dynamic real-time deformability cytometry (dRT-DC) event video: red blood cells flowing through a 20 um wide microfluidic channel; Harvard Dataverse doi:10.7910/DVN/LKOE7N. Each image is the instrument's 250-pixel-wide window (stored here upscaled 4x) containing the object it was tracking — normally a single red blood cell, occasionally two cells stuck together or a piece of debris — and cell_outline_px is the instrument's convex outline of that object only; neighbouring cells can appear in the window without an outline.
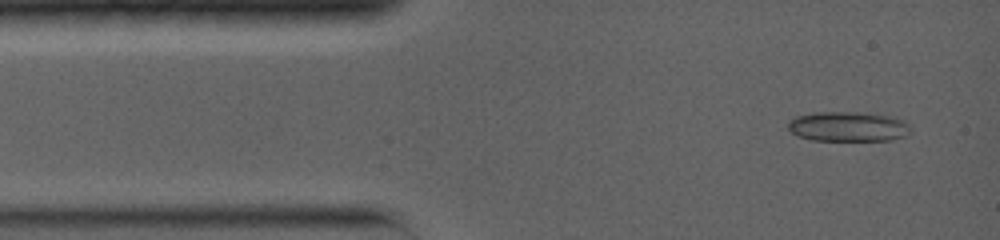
{"species": "common noctule bat (a hibernating species)", "species_latin": "Nyctalus noctula", "temperature_condition": "warm", "stored_images_in_passage": 11, "camera_frame_rate_fps": 5000, "um_per_image_px": 0.085, "animal": {"sex": "female", "body_mass_g": 19.0, "forearm_length_mm": 56.7}, "frame": {"image": 1, "passage_image": 1, "time_ms": 0.0, "image_size_px": [1000, 240], "cell_outline_px": [[912, 132], [908, 136], [892, 140], [812, 140], [796, 136], [788, 128], [788, 120], [796, 116], [816, 112], [856, 112], [892, 116], [904, 120], [908, 124]], "centroid_in_image_um": [72.11, 10.76], "position_along_channel_um": 12.9, "area_um2": 21.56}}
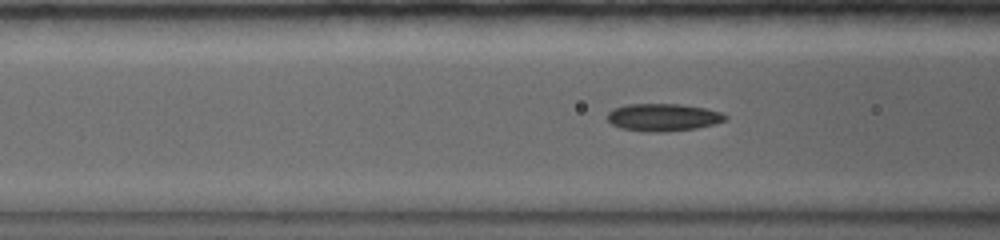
{"frame": {"image": 2, "passage_image": 9, "time_ms": 3.8, "image_size_px": [1000, 240], "cell_outline_px": [[728, 120], [696, 128], [664, 132], [644, 132], [620, 128], [612, 124], [608, 120], [608, 112], [612, 108], [628, 104], [680, 104], [704, 108], [720, 112], [728, 116]], "centroid_in_image_um": [56.34, 9.97], "position_along_channel_um": 110.3, "area_um2": 18.96}}
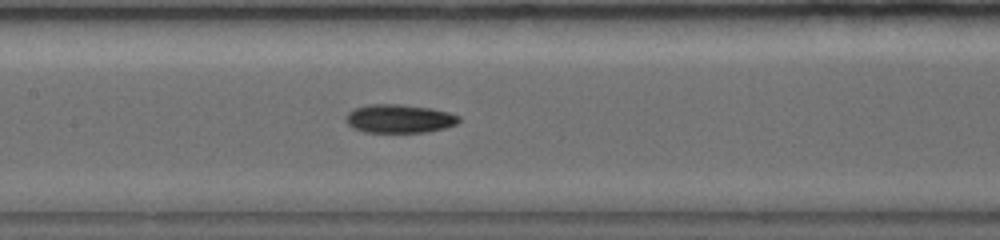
{"frame": {"image": 3, "passage_image": 11, "time_ms": 5.4, "image_size_px": [1000, 240], "cell_outline_px": [[460, 120], [456, 124], [444, 128], [428, 132], [364, 132], [352, 128], [348, 124], [344, 116], [352, 108], [368, 104], [400, 104], [432, 108], [448, 112], [460, 116]], "centroid_in_image_um": [33.91, 10.08], "position_along_channel_um": 173.5, "area_um2": 19.02}}